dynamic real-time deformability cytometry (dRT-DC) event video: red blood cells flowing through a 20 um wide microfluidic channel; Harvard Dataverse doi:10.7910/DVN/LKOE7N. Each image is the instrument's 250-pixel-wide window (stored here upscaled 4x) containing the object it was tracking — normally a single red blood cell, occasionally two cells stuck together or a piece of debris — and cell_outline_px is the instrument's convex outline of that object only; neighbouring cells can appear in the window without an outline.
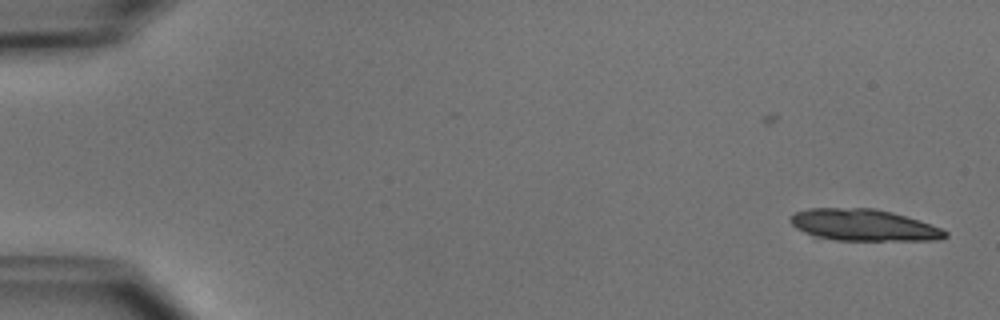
{"species": "common noctule bat (a hibernating species)", "species_latin": "Nyctalus noctula", "temperature_condition": "cold", "stored_images_in_passage": 5, "camera_frame_rate_fps": 3000, "um_per_image_px": 0.085, "animal": {"sex": "male", "body_mass_g": 15.6}, "frame": {"image": 1, "passage_image": 1, "time_ms": 0.0, "image_size_px": [1000, 320], "cell_outline_px": [[948, 236], [936, 240], [836, 240], [816, 236], [804, 232], [796, 228], [788, 220], [788, 216], [796, 212], [808, 208], [876, 208], [892, 212], [940, 228], [948, 232]], "centroid_in_image_um": [73.35, 19.12], "position_along_channel_um": 11.7, "area_um2": 28.32}}
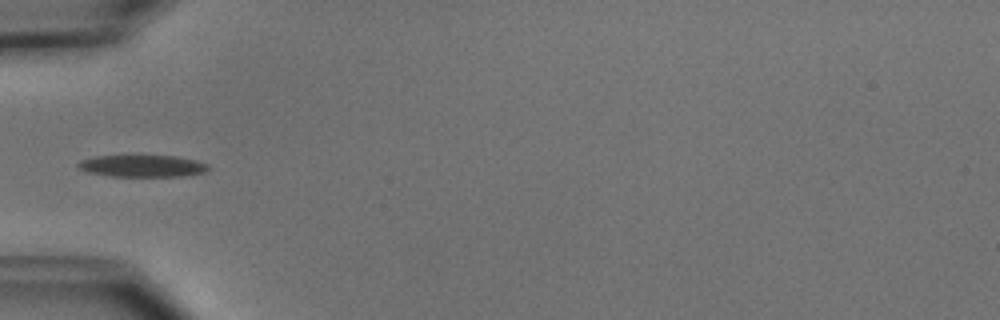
{"frame": {"image": 2, "passage_image": 5, "time_ms": 5.333, "image_size_px": [1000, 320], "cell_outline_px": [[212, 168], [204, 172], [184, 176], [112, 176], [88, 172], [76, 168], [76, 164], [80, 160], [96, 156], [136, 152], [176, 156], [196, 160], [208, 164]], "centroid_in_image_um": [12.07, 14.04], "position_along_channel_um": 72.9, "area_um2": 17.8}}